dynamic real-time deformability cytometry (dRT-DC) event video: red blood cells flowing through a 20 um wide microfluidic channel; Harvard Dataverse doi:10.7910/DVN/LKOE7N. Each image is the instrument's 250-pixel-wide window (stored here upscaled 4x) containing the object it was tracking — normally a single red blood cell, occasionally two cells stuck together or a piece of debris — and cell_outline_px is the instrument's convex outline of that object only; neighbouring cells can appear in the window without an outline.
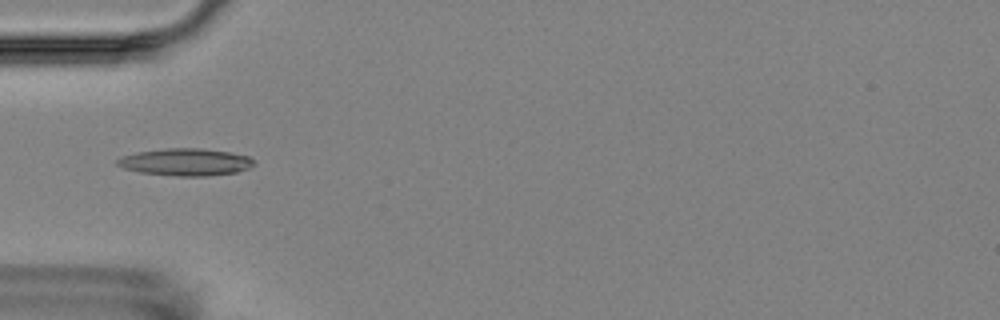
{"species": "Egyptian fruit bat (a non-hibernating species)", "species_latin": "Rousettus aegyptiacus", "temperature_condition": "room temperature", "stored_images_in_passage": 7, "camera_frame_rate_fps": 3000, "um_per_image_px": 0.085, "animal": {"sex": "female"}, "frame": {"image": 1, "passage_image": 3, "time_ms": 3.0, "image_size_px": [1000, 320], "cell_outline_px": [[256, 164], [248, 168], [236, 172], [208, 176], [176, 176], [140, 172], [124, 168], [116, 164], [116, 160], [120, 156], [136, 152], [164, 148], [200, 148], [228, 152], [248, 156]], "centroid_in_image_um": [15.74, 13.77], "position_along_channel_um": 69.3, "area_um2": 21.68}}
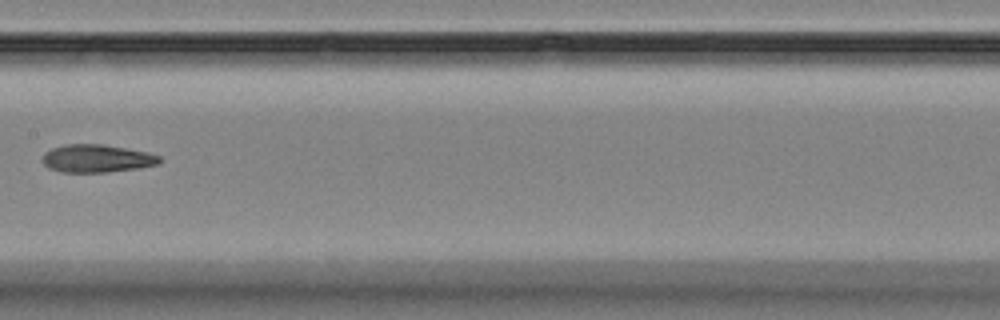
{"frame": {"image": 2, "passage_image": 6, "time_ms": 6.667, "image_size_px": [1000, 320], "cell_outline_px": [[160, 164], [140, 168], [108, 172], [60, 172], [48, 168], [40, 160], [44, 152], [52, 148], [64, 144], [104, 144], [148, 152], [160, 156]], "centroid_in_image_um": [8.21, 13.47], "position_along_channel_um": 199.2, "area_um2": 19.31}}
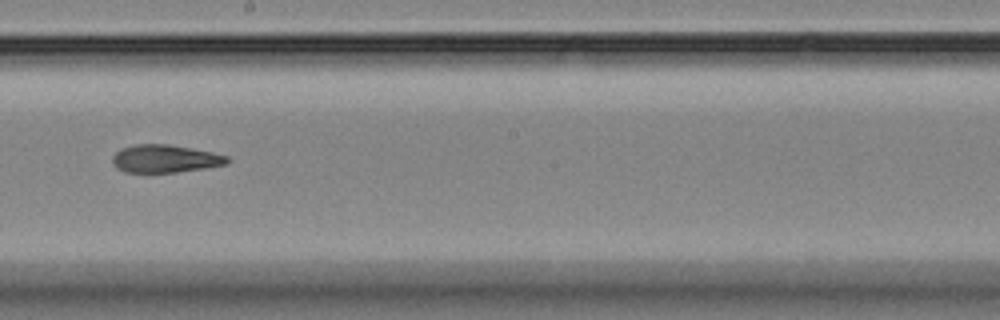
{"frame": {"image": 3, "passage_image": 7, "time_ms": 7.667, "image_size_px": [1000, 320], "cell_outline_px": [[228, 164], [204, 168], [176, 172], [124, 172], [116, 168], [112, 164], [112, 156], [120, 148], [136, 144], [168, 144], [212, 152], [228, 156]], "centroid_in_image_um": [13.99, 13.49], "position_along_channel_um": 234.2, "area_um2": 18.61}}